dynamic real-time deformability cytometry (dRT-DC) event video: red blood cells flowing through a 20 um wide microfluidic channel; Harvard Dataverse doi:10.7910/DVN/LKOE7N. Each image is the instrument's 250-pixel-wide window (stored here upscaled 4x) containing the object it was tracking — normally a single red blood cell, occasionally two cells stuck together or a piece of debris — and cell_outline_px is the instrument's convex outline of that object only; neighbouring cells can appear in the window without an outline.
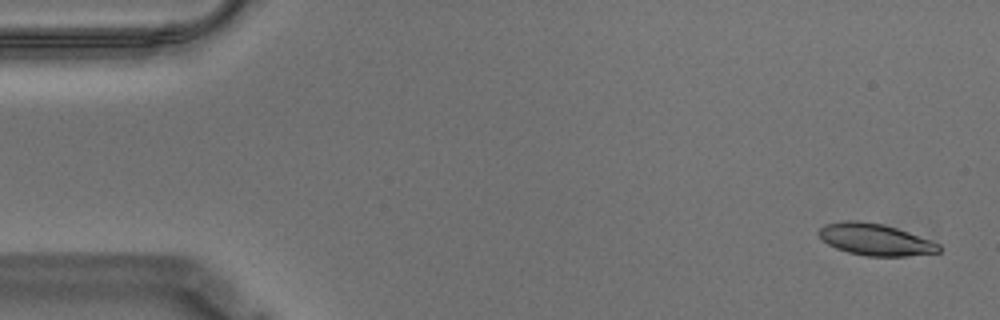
{"species": "Egyptian fruit bat (a non-hibernating species)", "species_latin": "Rousettus aegyptiacus", "temperature_condition": "warm", "stored_images_in_passage": 57, "camera_frame_rate_fps": 3000, "um_per_image_px": 0.085, "animal": {"sex": "male"}, "frame": {"image": 1, "passage_image": 2, "time_ms": 0.333, "image_size_px": [1000, 320], "cell_outline_px": [[940, 252], [904, 256], [868, 256], [848, 252], [836, 248], [828, 244], [820, 236], [820, 228], [824, 224], [844, 220], [856, 220], [884, 224], [908, 232], [940, 244]], "centroid_in_image_um": [74.39, 20.35], "position_along_channel_um": 10.6, "area_um2": 21.96}}
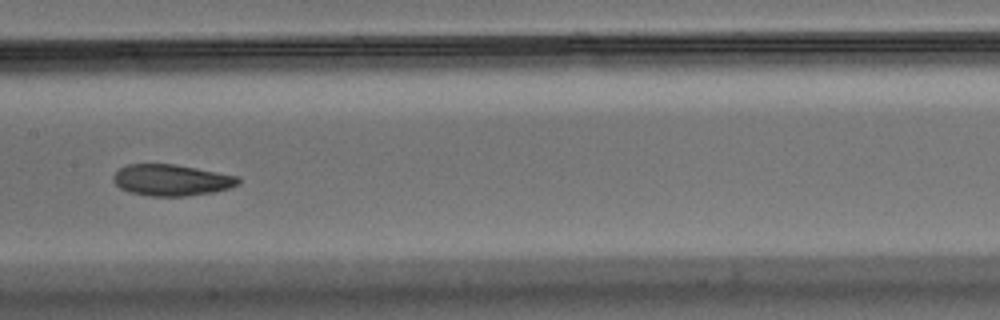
{"frame": {"image": 2, "passage_image": 28, "time_ms": 9.0, "image_size_px": [1000, 320], "cell_outline_px": [[240, 180], [232, 188], [216, 192], [184, 196], [152, 196], [128, 192], [120, 188], [112, 180], [112, 176], [120, 168], [128, 164], [176, 164], [240, 176]], "centroid_in_image_um": [14.59, 15.31], "position_along_channel_um": 192.8, "area_um2": 23.0}}
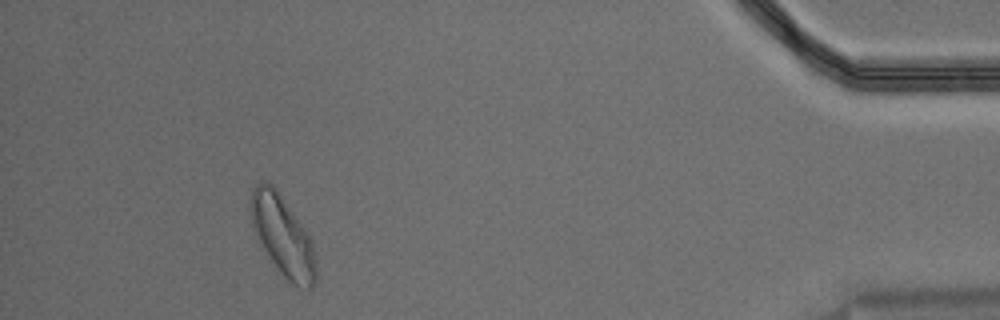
{"frame": {"image": 3, "passage_image": 52, "time_ms": 17.0, "image_size_px": [1000, 320], "cell_outline_px": [[316, 276], [312, 288], [308, 288], [292, 284], [284, 276], [272, 260], [264, 248], [252, 224], [252, 188], [260, 180], [264, 180], [272, 184], [276, 188], [312, 240], [316, 268]], "centroid_in_image_um": [24.05, 20.02], "position_along_channel_um": 411.1, "area_um2": 29.36}, "authors_computed_cell_mechanics": {"area_um2": 23.2934, "velocity_mm_per_s": 3.4996, "shape_relaxation_time_tau1_ms": 4.3867, "shape_relaxation_time_tau2_ms": 4.4424, "deformation_change_tau1": 0.1463, "deformation_change_tau2": 0.0947}}